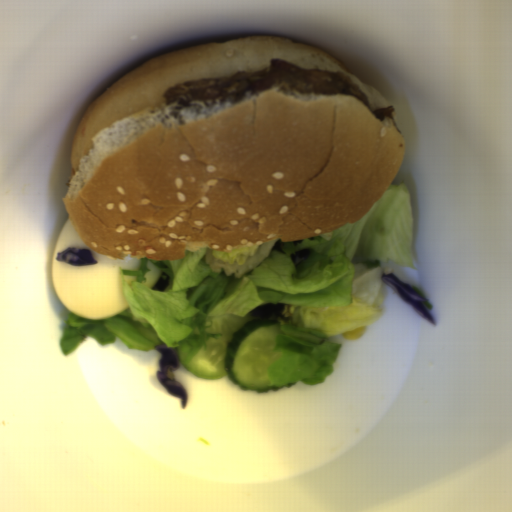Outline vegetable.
<instances>
[{
	"mask_svg": "<svg viewBox=\"0 0 512 512\" xmlns=\"http://www.w3.org/2000/svg\"><path fill=\"white\" fill-rule=\"evenodd\" d=\"M414 214L408 186L392 180L361 220L325 235L277 238L238 249L201 248L177 259H141L121 268L127 308L108 319L65 318V355L85 338L121 342L130 350L170 347L187 363L219 333L210 319L254 316L278 330L277 361L268 369L277 389L321 385L334 371L342 345L329 337L370 327L381 317L388 285L382 264L416 269Z\"/></svg>",
	"mask_w": 512,
	"mask_h": 512,
	"instance_id": "vegetable-1",
	"label": "vegetable"
}]
</instances>
